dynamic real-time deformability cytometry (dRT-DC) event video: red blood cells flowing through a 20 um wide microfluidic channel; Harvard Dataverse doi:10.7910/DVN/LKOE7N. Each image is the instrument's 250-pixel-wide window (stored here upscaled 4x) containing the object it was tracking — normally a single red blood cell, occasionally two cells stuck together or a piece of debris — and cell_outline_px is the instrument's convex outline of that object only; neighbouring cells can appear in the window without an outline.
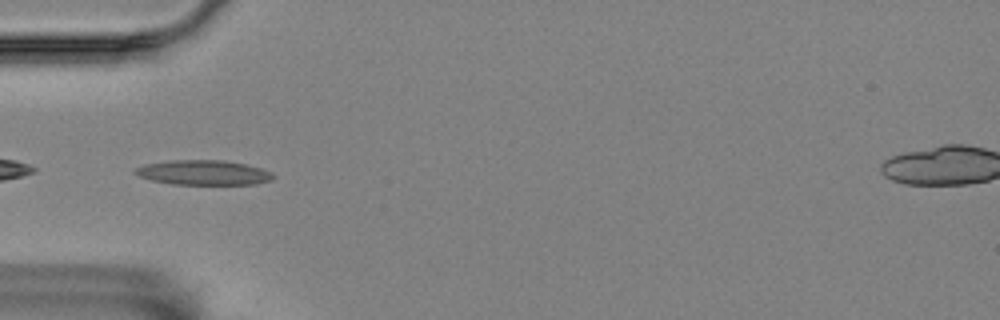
{"species": "Egyptian fruit bat (a non-hibernating species)", "species_latin": "Rousettus aegyptiacus", "temperature_condition": "room temperature", "stored_images_in_passage": 7, "segment_of_instrument_passage": [2, 2], "camera_frame_rate_fps": 3000, "um_per_image_px": 0.085, "animal": {"sex": "female"}, "frame": {"image": 1, "passage_image": 5, "time_ms": 1.333, "image_size_px": [1000, 320], "cell_outline_px": [[276, 176], [272, 180], [256, 184], [172, 184], [152, 180], [140, 176], [132, 172], [136, 168], [144, 164], [168, 160], [224, 160], [244, 164], [260, 168], [272, 172]], "centroid_in_image_um": [17.3, 14.66], "position_along_channel_um": 67.7, "area_um2": 19.94}}
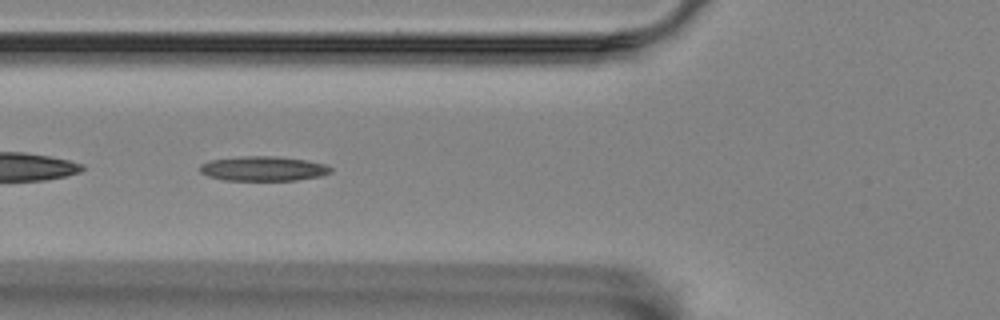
{"frame": {"image": 2, "passage_image": 6, "time_ms": 1.667, "image_size_px": [1000, 320], "cell_outline_px": [[332, 172], [320, 176], [296, 180], [224, 180], [208, 176], [200, 172], [200, 164], [208, 160], [240, 156], [276, 156], [308, 160], [324, 164], [332, 168]], "centroid_in_image_um": [22.36, 14.32], "position_along_channel_um": 103.4, "area_um2": 18.9}}